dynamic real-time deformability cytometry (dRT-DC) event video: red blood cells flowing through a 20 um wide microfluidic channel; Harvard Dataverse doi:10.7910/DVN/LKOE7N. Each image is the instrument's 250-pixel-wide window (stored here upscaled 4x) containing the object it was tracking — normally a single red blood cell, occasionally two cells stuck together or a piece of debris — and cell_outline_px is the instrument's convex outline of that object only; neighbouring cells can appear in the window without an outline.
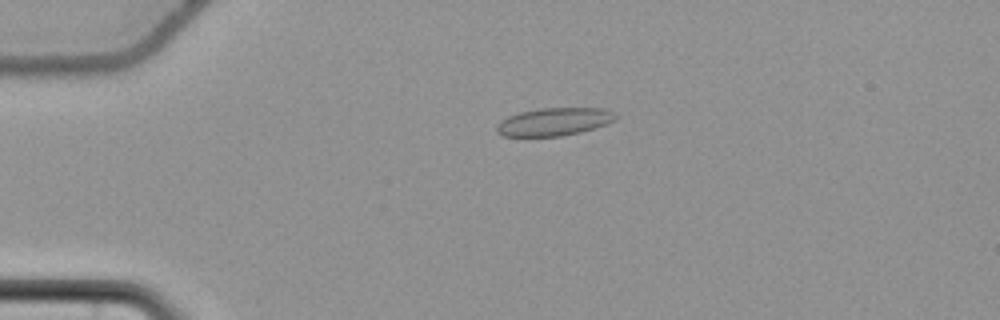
{"species": "common noctule bat (a hibernating species)", "species_latin": "Nyctalus noctula", "temperature_condition": "cold", "stored_images_in_passage": 57, "camera_frame_rate_fps": 3000, "um_per_image_px": 0.085, "animal": {"sex": "female", "body_mass_g": 22.7, "forearm_length_mm": 54.2}, "frame": {"image": 1, "passage_image": 14, "time_ms": 4.333, "image_size_px": [1000, 320], "cell_outline_px": [[616, 120], [608, 124], [580, 132], [560, 136], [500, 136], [496, 132], [496, 124], [500, 120], [508, 116], [520, 112], [540, 108], [608, 108], [616, 112]], "centroid_in_image_um": [47.11, 10.34], "position_along_channel_um": 37.9, "area_um2": 19.59}}
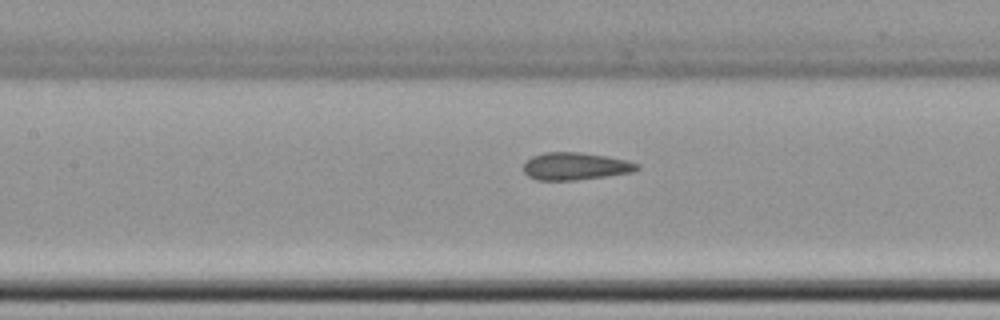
{"frame": {"image": 2, "passage_image": 27, "time_ms": 8.667, "image_size_px": [1000, 320], "cell_outline_px": [[640, 168], [632, 172], [576, 180], [536, 180], [528, 176], [524, 172], [524, 164], [532, 156], [544, 152], [580, 152], [608, 156], [628, 160], [640, 164]], "centroid_in_image_um": [48.92, 14.12], "position_along_channel_um": 158.5, "area_um2": 18.21}}
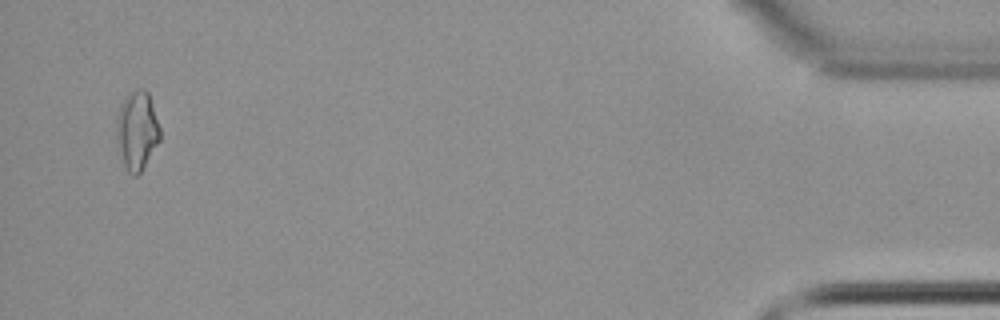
{"frame": {"image": 3, "passage_image": 55, "time_ms": 18.0, "image_size_px": [1000, 320], "cell_outline_px": [[160, 140], [140, 172], [136, 176], [132, 176], [128, 172], [124, 164], [116, 132], [116, 120], [120, 104], [128, 92], [140, 88], [144, 88], [148, 92], [160, 128]], "centroid_in_image_um": [11.65, 11.05], "position_along_channel_um": 423.6, "area_um2": 19.71}, "authors_computed_cell_mechanics": {"area_um2": 18.5538, "velocity_mm_per_s": 3.7074, "shape_relaxation_time_tau1_ms": null, "shape_relaxation_time_tau2_ms": 1.1464, "deformation_change_tau1": null, "deformation_change_tau2": 0.0777}}